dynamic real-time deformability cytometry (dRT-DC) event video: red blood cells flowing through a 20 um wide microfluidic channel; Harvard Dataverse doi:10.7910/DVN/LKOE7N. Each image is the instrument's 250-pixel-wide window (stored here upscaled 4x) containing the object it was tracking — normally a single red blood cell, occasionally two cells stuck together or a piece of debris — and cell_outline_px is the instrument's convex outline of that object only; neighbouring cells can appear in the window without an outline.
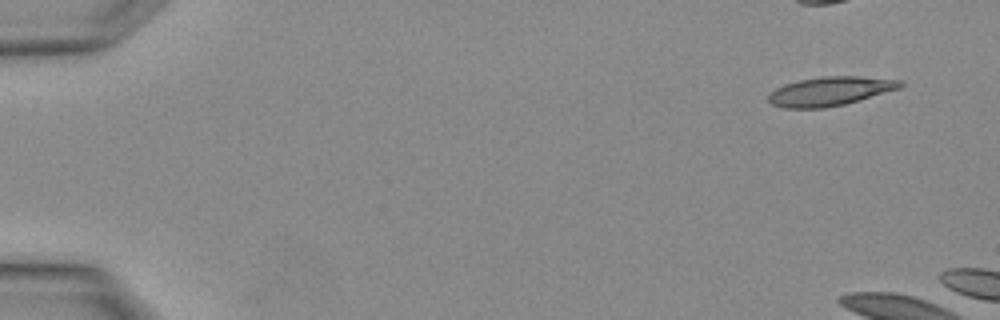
{"species": "Egyptian fruit bat (a non-hibernating species)", "species_latin": "Rousettus aegyptiacus", "temperature_condition": "warm", "stored_images_in_passage": 5, "camera_frame_rate_fps": 3000, "um_per_image_px": 0.085, "animal": {"sex": "female"}, "frame": {"image": 1, "passage_image": 1, "time_ms": 0.0, "image_size_px": [1000, 320], "cell_outline_px": [[904, 84], [900, 88], [860, 100], [844, 104], [824, 108], [784, 108], [772, 104], [768, 100], [768, 92], [784, 84], [800, 80], [824, 76], [856, 76], [900, 80]], "centroid_in_image_um": [70.53, 7.76], "position_along_channel_um": 14.5, "area_um2": 22.2}}